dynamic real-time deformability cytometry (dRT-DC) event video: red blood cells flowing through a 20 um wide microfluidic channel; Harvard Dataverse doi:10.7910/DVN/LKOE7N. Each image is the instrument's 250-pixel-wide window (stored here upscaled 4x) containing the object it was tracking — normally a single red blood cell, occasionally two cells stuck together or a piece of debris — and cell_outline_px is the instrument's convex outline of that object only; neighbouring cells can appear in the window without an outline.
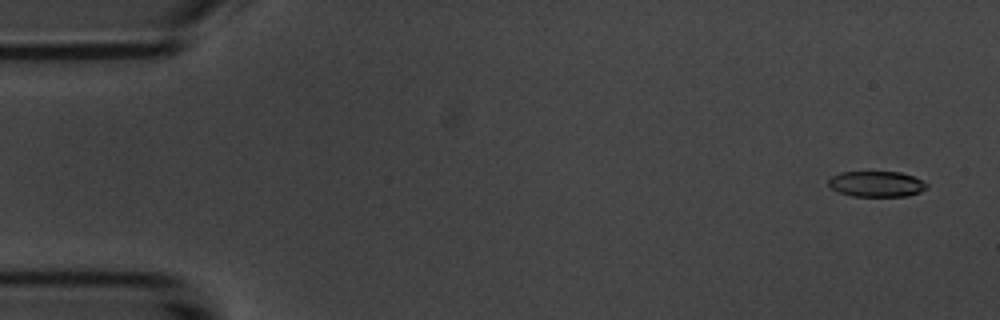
{"species": "common noctule bat (a hibernating species)", "species_latin": "Nyctalus noctula", "temperature_condition": "room temperature", "stored_images_in_passage": 4, "camera_frame_rate_fps": 3000, "um_per_image_px": 0.085, "animal": {"sex": "male", "body_mass_g": 20.1, "forearm_length_mm": 53.5}, "frame": {"image": 1, "passage_image": 1, "time_ms": 0.0, "image_size_px": [1000, 320], "cell_outline_px": [[928, 188], [920, 192], [908, 196], [852, 196], [840, 192], [832, 188], [828, 184], [828, 180], [832, 176], [840, 172], [900, 172], [912, 176], [928, 184]], "centroid_in_image_um": [74.51, 15.64], "position_along_channel_um": 10.5, "area_um2": 14.62}}
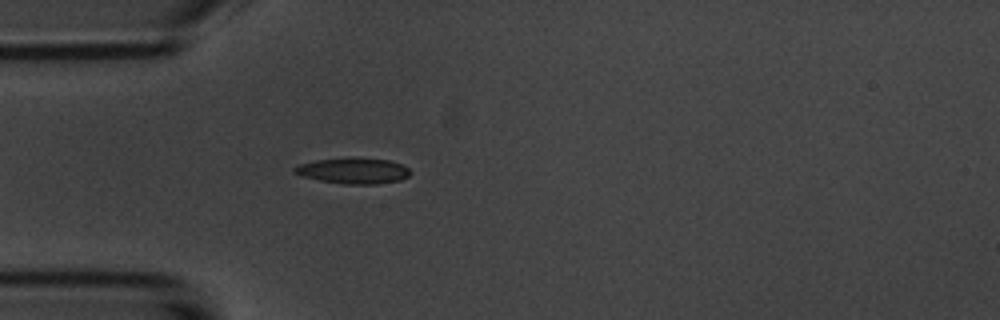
{"frame": {"image": 2, "passage_image": 4, "time_ms": 4.333, "image_size_px": [1000, 320], "cell_outline_px": [[412, 172], [408, 176], [400, 180], [376, 184], [344, 184], [320, 180], [304, 176], [292, 172], [292, 168], [296, 164], [316, 160], [344, 156], [352, 156], [388, 160], [400, 164], [408, 168]], "centroid_in_image_um": [29.99, 14.48], "position_along_channel_um": 55.0, "area_um2": 17.8}}